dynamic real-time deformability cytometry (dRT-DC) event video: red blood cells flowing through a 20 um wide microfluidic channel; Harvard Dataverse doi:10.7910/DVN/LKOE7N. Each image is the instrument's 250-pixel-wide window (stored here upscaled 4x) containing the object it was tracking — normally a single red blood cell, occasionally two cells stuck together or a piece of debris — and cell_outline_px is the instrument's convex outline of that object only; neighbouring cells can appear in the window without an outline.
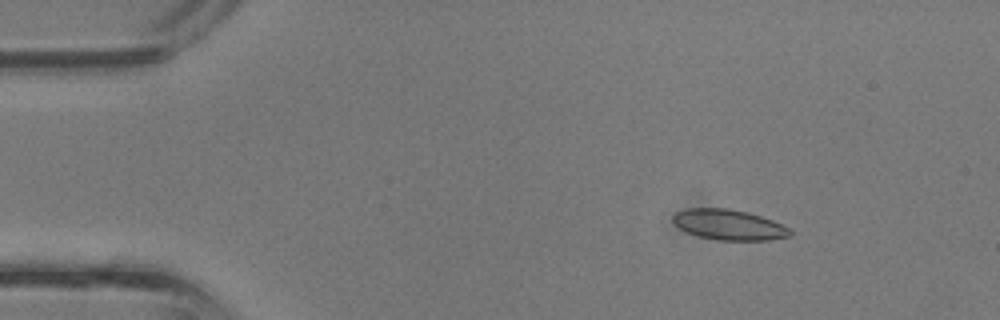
{"species": "common noctule bat (a hibernating species)", "species_latin": "Nyctalus noctula", "temperature_condition": "room temperature", "stored_images_in_passage": 20, "camera_frame_rate_fps": 3000, "um_per_image_px": 0.085, "animal": {"sex": "male", "body_mass_g": 13.3}, "frame": {"image": 1, "passage_image": 5, "time_ms": 1.333, "image_size_px": [1000, 320], "cell_outline_px": [[792, 236], [768, 240], [716, 240], [700, 236], [688, 232], [680, 228], [672, 220], [672, 216], [676, 212], [684, 208], [728, 208], [748, 212], [772, 220], [788, 228], [792, 232]], "centroid_in_image_um": [61.95, 19.09], "position_along_channel_um": 23.1, "area_um2": 20.69}}
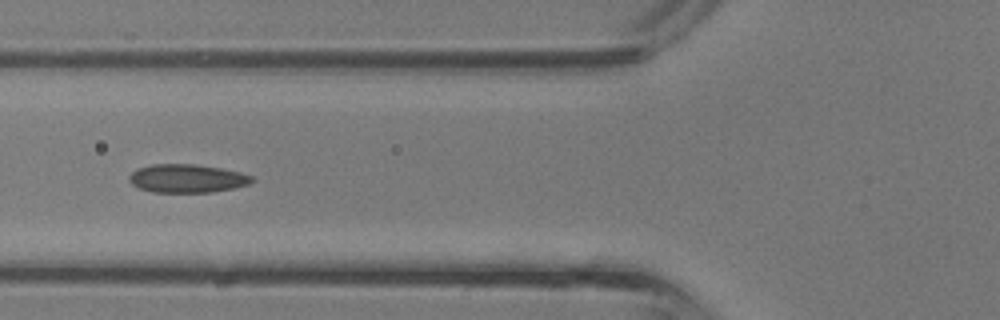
{"frame": {"image": 2, "passage_image": 14, "time_ms": 4.333, "image_size_px": [1000, 320], "cell_outline_px": [[252, 180], [248, 184], [232, 188], [212, 192], [152, 192], [140, 188], [132, 184], [128, 180], [128, 176], [136, 168], [152, 164], [192, 164], [220, 168], [240, 172], [252, 176]], "centroid_in_image_um": [15.84, 15.16], "position_along_channel_um": 110.0, "area_um2": 20.17}}
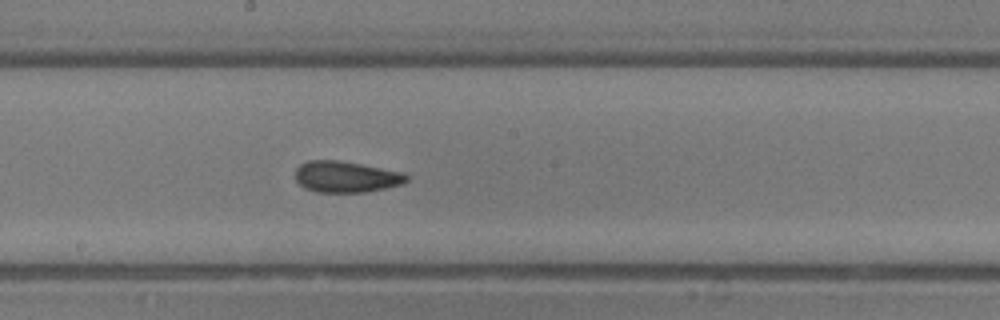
{"frame": {"image": 3, "passage_image": 20, "time_ms": 6.333, "image_size_px": [1000, 320], "cell_outline_px": [[408, 180], [404, 184], [368, 192], [316, 192], [304, 188], [296, 180], [296, 168], [300, 164], [308, 160], [336, 160], [360, 164], [400, 172], [408, 176]], "centroid_in_image_um": [29.39, 15.04], "position_along_channel_um": 218.8, "area_um2": 20.17}}